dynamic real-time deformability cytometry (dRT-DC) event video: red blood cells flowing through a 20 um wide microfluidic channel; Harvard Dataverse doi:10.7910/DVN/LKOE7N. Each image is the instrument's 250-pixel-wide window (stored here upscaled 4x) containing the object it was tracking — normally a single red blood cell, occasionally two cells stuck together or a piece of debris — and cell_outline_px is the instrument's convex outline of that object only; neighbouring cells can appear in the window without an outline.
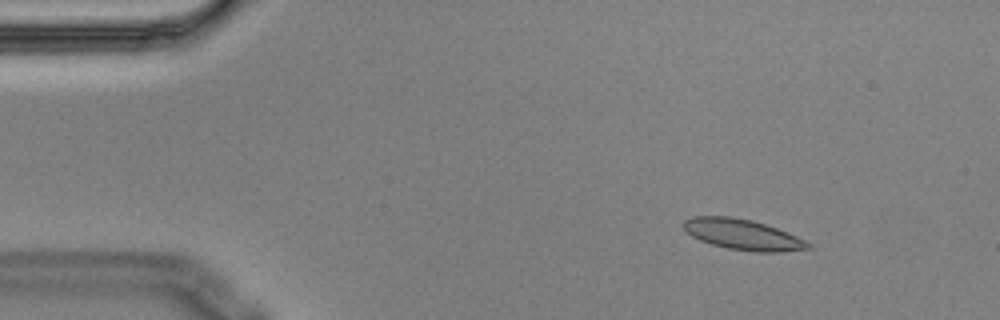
{"species": "Egyptian fruit bat (a non-hibernating species)", "species_latin": "Rousettus aegyptiacus", "temperature_condition": "cold", "stored_images_in_passage": 4, "camera_frame_rate_fps": 3000, "um_per_image_px": 0.085, "animal": {"sex": "male"}, "frame": {"image": 1, "passage_image": 1, "time_ms": 0.0, "image_size_px": [1000, 320], "cell_outline_px": [[812, 248], [780, 252], [756, 252], [728, 248], [712, 244], [700, 240], [692, 236], [684, 228], [684, 220], [692, 216], [732, 216], [752, 220], [776, 228], [796, 236], [812, 244]], "centroid_in_image_um": [63.14, 19.93], "position_along_channel_um": 21.9, "area_um2": 22.02}}
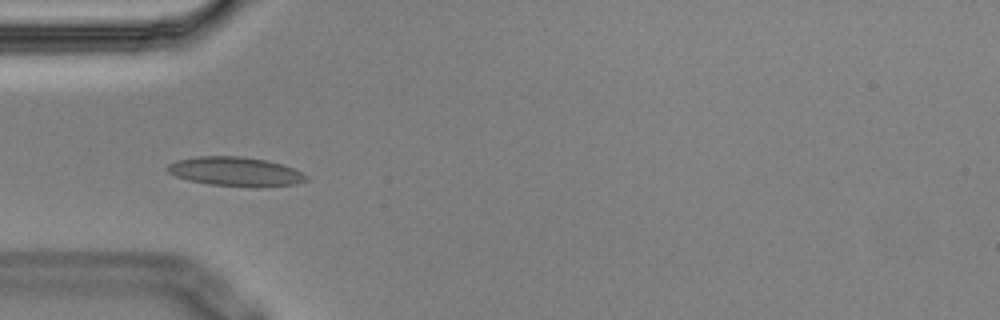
{"frame": {"image": 2, "passage_image": 3, "time_ms": 0.667, "image_size_px": [1000, 320], "cell_outline_px": [[308, 180], [296, 184], [208, 184], [188, 180], [176, 176], [168, 172], [164, 168], [168, 164], [176, 160], [196, 156], [240, 156], [268, 160], [292, 168], [308, 176]], "centroid_in_image_um": [19.91, 14.52], "position_along_channel_um": 65.1, "area_um2": 22.6}}